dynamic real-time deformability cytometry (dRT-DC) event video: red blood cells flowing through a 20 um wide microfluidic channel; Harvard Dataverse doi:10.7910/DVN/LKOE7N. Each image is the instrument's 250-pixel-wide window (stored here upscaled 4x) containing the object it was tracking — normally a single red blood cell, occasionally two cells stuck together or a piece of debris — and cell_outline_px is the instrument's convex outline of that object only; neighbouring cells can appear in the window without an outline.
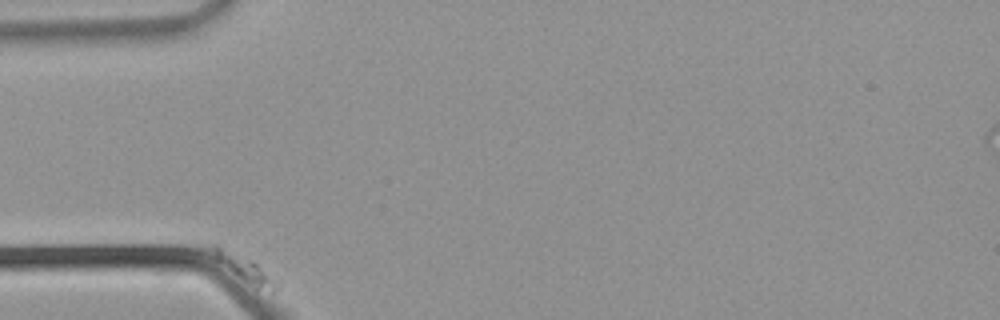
{"species": "common noctule bat (a hibernating species)", "species_latin": "Nyctalus noctula", "temperature_condition": "warm", "stored_images_in_passage": 31, "camera_frame_rate_fps": 3000, "um_per_image_px": 0.085, "animal": {"sex": "male", "body_mass_g": 21.5, "forearm_length_mm": 52.0}, "frame": {"image": 1, "passage_image": 1, "time_ms": 0.0, "image_size_px": [1000, 320], "cell_outline_px": [[280, 288], [272, 292], [256, 284], [216, 260], [200, 248], [212, 244], [220, 244], [256, 260], [280, 280]], "centroid_in_image_um": [20.73, 22.63], "position_along_channel_um": 64.3, "area_um2": 10.23}}
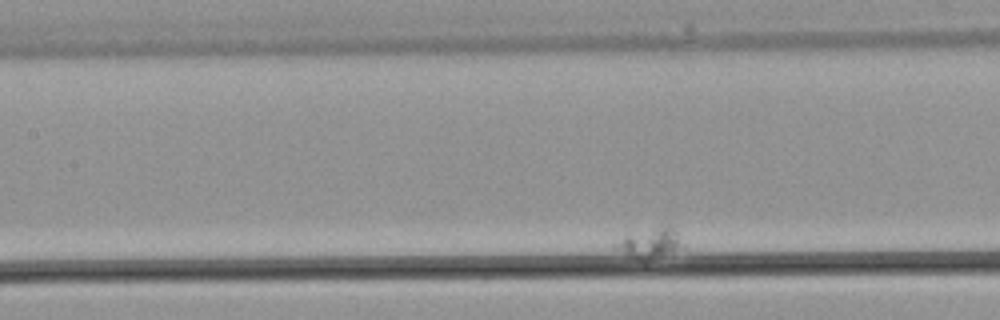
{"frame": {"image": 2, "passage_image": 13, "time_ms": 4.0, "image_size_px": [1000, 320], "cell_outline_px": [[684, 248], [648, 260], [640, 260], [612, 248], [612, 244], [624, 236], [660, 228], [672, 228], [676, 232], [684, 244]], "centroid_in_image_um": [55.22, 20.72], "position_along_channel_um": 152.2, "area_um2": 11.16}}
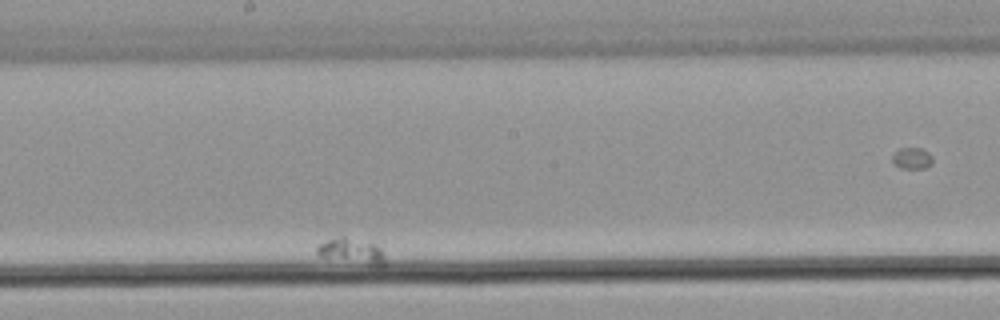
{"frame": {"image": 3, "passage_image": 20, "time_ms": 6.333, "image_size_px": [1000, 320], "cell_outline_px": [[384, 264], [380, 268], [320, 256], [316, 252], [316, 244], [340, 236], [344, 236], [376, 244], [384, 252]], "centroid_in_image_um": [29.91, 21.36], "position_along_channel_um": 218.3, "area_um2": 10.35}}